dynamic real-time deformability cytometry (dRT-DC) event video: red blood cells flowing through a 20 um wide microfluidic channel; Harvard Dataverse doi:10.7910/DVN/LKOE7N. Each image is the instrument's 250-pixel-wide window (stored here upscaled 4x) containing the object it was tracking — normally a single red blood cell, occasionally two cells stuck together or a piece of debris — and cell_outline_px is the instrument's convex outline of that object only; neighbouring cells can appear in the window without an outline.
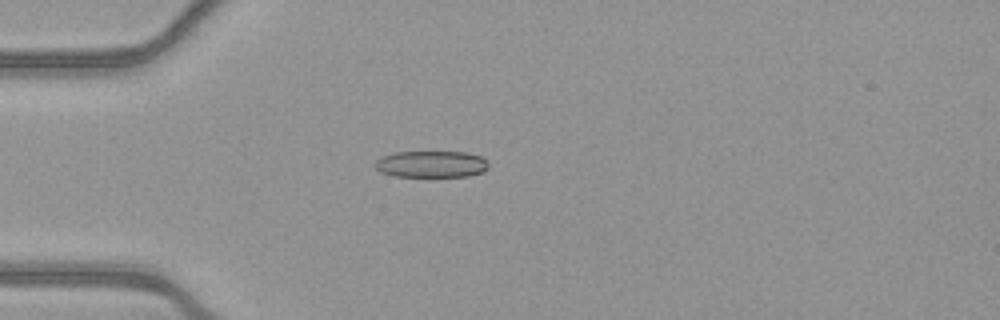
{"species": "common noctule bat (a hibernating species)", "species_latin": "Nyctalus noctula", "temperature_condition": "warm", "stored_images_in_passage": 54, "camera_frame_rate_fps": 3000, "um_per_image_px": 0.085, "animal": {"sex": "female", "body_mass_g": 21.9}, "frame": {"image": 1, "passage_image": 16, "time_ms": 5.0, "image_size_px": [1000, 320], "cell_outline_px": [[488, 168], [484, 172], [468, 176], [392, 176], [380, 172], [372, 164], [376, 160], [384, 156], [396, 152], [464, 152], [480, 156], [488, 164]], "centroid_in_image_um": [36.64, 13.96], "position_along_channel_um": 48.4, "area_um2": 17.57}}
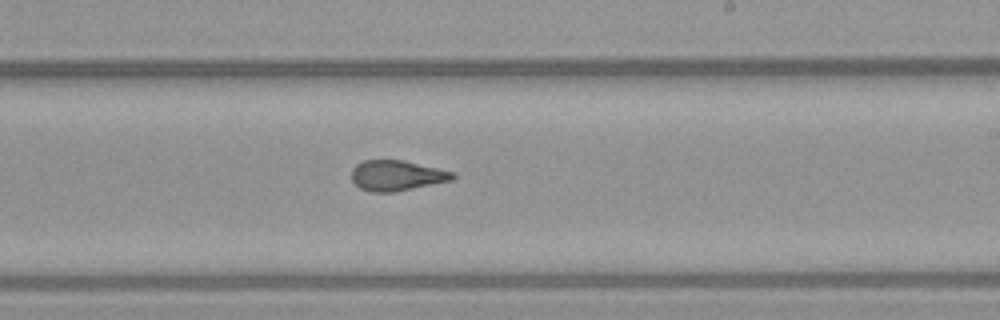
{"frame": {"image": 2, "passage_image": 33, "time_ms": 10.667, "image_size_px": [1000, 320], "cell_outline_px": [[456, 176], [452, 180], [392, 192], [372, 192], [360, 188], [352, 180], [352, 168], [356, 164], [364, 160], [404, 160], [456, 172]], "centroid_in_image_um": [33.73, 14.9], "position_along_channel_um": 255.3, "area_um2": 17.86}}
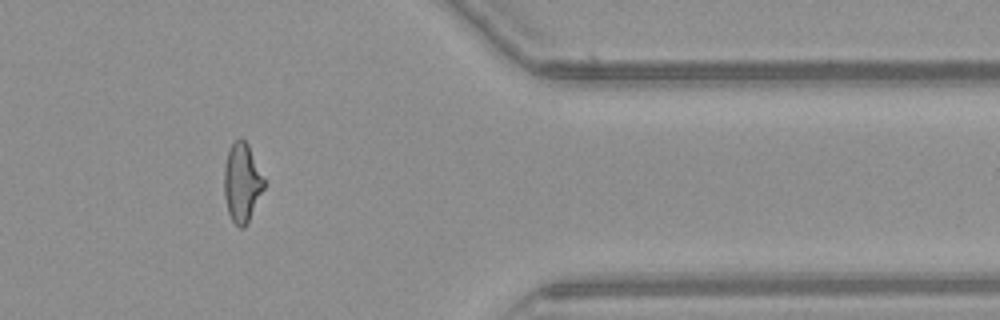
{"frame": {"image": 3, "passage_image": 45, "time_ms": 14.667, "image_size_px": [1000, 320], "cell_outline_px": [[264, 188], [248, 224], [244, 228], [240, 228], [232, 220], [228, 212], [224, 196], [224, 164], [228, 152], [232, 144], [240, 136], [248, 144], [264, 180]], "centroid_in_image_um": [20.55, 15.55], "position_along_channel_um": 390.8, "area_um2": 18.26}, "authors_computed_cell_mechanics": {"area_um2": 18.6983, "velocity_mm_per_s": 3.9153, "shape_relaxation_time_tau1_ms": null, "shape_relaxation_time_tau2_ms": 1.5008, "deformation_change_tau1": null, "deformation_change_tau2": 0.0899}}